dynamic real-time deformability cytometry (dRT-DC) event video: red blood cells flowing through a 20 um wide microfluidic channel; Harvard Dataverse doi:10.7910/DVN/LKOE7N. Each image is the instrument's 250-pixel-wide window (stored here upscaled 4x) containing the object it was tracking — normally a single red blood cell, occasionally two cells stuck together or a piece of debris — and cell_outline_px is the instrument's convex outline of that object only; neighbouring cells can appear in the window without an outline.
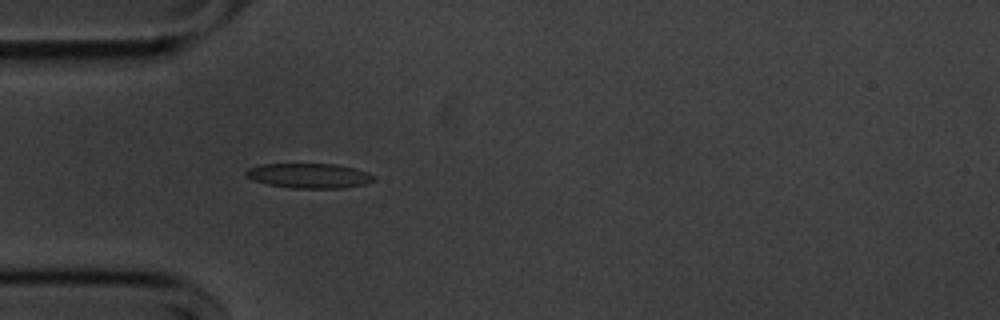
{"species": "common noctule bat (a hibernating species)", "species_latin": "Nyctalus noctula", "temperature_condition": "cold", "stored_images_in_passage": 28, "camera_frame_rate_fps": 3000, "um_per_image_px": 0.085, "animal": {"sex": "male", "body_mass_g": 20.1, "forearm_length_mm": 53.5}, "frame": {"image": 1, "passage_image": 5, "time_ms": 1.333, "image_size_px": [1000, 320], "cell_outline_px": [[376, 180], [364, 184], [344, 188], [292, 188], [268, 184], [252, 180], [244, 176], [244, 172], [248, 168], [260, 164], [336, 164], [356, 168], [368, 172], [376, 176]], "centroid_in_image_um": [26.28, 14.93], "position_along_channel_um": 58.7, "area_um2": 18.73}}